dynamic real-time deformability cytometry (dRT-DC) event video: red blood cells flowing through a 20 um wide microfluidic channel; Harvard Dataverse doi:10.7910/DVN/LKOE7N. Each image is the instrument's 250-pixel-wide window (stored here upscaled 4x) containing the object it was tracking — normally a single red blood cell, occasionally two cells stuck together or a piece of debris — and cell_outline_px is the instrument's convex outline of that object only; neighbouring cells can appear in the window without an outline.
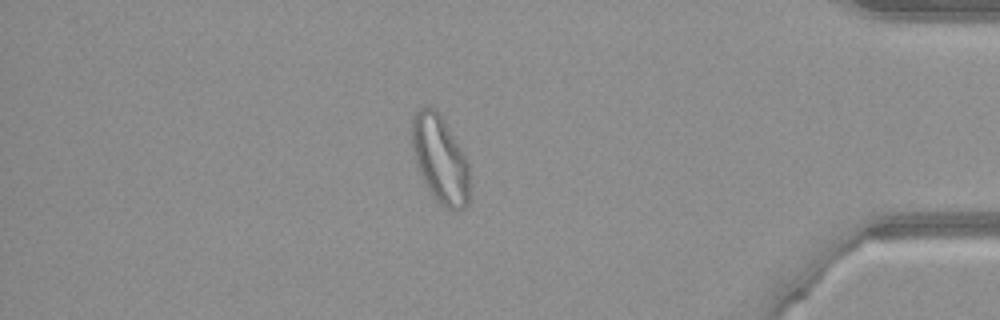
{"species": "common noctule bat (a hibernating species)", "species_latin": "Nyctalus noctula", "temperature_condition": "warm", "stored_images_in_passage": 51, "camera_frame_rate_fps": 3000, "um_per_image_px": 0.085, "animal": {"sex": "female", "body_mass_g": 21.9}, "frame": {"image": 1, "passage_image": 44, "time_ms": 14.333, "image_size_px": [1000, 320], "cell_outline_px": [[468, 204], [464, 208], [456, 212], [440, 204], [432, 196], [416, 164], [412, 144], [412, 116], [420, 108], [428, 104], [440, 116], [456, 140], [468, 160]], "centroid_in_image_um": [37.4, 13.55], "position_along_channel_um": 397.8, "area_um2": 29.02}}